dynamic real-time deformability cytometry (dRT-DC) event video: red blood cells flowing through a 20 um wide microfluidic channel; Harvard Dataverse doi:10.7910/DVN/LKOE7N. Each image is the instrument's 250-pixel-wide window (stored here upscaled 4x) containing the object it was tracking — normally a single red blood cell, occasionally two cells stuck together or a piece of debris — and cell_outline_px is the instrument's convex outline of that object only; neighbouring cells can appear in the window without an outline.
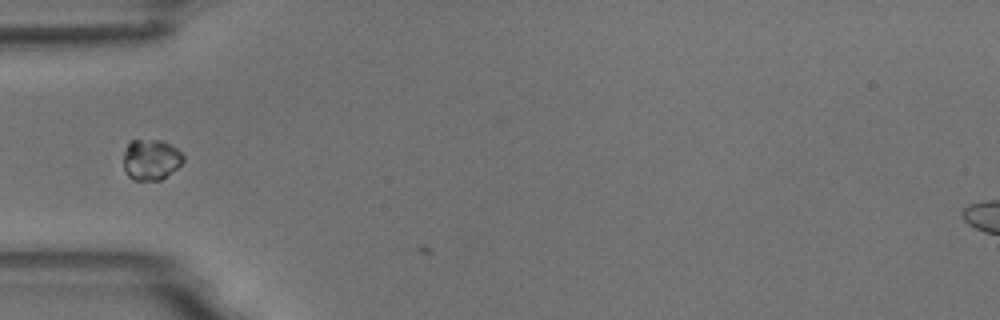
{"species": "common noctule bat (a hibernating species)", "species_latin": "Nyctalus noctula", "temperature_condition": "room temperature", "stored_images_in_passage": 4, "camera_frame_rate_fps": 3000, "um_per_image_px": 0.085, "animal": {"sex": "male", "body_mass_g": 18.8}, "frame": {"image": 1, "passage_image": 3, "time_ms": 0.667, "image_size_px": [1000, 320], "cell_outline_px": [[184, 160], [176, 168], [160, 180], [136, 180], [128, 176], [124, 172], [124, 148], [132, 140], [160, 140], [176, 148], [184, 156]], "centroid_in_image_um": [12.8, 13.57], "position_along_channel_um": 72.2, "area_um2": 14.05}}